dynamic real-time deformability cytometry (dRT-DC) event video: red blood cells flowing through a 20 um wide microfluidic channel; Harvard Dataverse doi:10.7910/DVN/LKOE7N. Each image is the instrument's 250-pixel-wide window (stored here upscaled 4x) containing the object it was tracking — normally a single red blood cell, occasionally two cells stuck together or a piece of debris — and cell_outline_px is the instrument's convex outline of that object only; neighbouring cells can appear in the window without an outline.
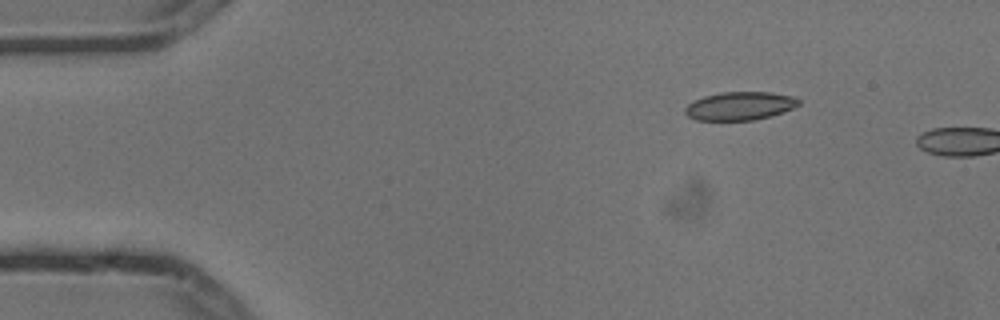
{"species": "common noctule bat (a hibernating species)", "species_latin": "Nyctalus noctula", "temperature_condition": "cold", "stored_images_in_passage": 3, "camera_frame_rate_fps": 3000, "um_per_image_px": 0.085, "animal": {"sex": "male", "body_mass_g": 13.3}, "frame": {"image": 1, "passage_image": 2, "time_ms": 0.333, "image_size_px": [1000, 320], "cell_outline_px": [[800, 104], [792, 108], [768, 116], [752, 120], [696, 120], [688, 116], [684, 112], [684, 108], [688, 104], [704, 96], [720, 92], [772, 92], [796, 96], [800, 100]], "centroid_in_image_um": [62.89, 8.99], "position_along_channel_um": 22.1, "area_um2": 18.67}}